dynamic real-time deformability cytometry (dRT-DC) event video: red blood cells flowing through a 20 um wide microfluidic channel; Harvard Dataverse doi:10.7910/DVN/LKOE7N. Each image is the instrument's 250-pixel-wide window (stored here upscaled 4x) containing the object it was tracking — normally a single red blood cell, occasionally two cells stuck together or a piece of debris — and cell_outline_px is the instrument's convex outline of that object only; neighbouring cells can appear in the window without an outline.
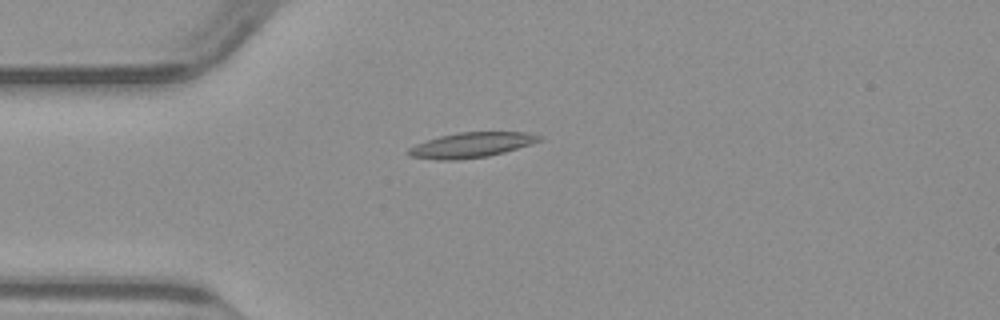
{"species": "common noctule bat (a hibernating species)", "species_latin": "Nyctalus noctula", "temperature_condition": "warm", "stored_images_in_passage": 50, "camera_frame_rate_fps": 3000, "um_per_image_px": 0.085, "animal": {"sex": "male", "body_mass_g": 23.1, "forearm_length_mm": 52.7}, "frame": {"image": 1, "passage_image": 13, "time_ms": 4.0, "image_size_px": [1000, 320], "cell_outline_px": [[540, 140], [504, 152], [488, 156], [456, 160], [440, 160], [412, 156], [408, 152], [408, 148], [416, 144], [440, 136], [456, 132], [524, 132], [540, 136]], "centroid_in_image_um": [40.02, 12.32], "position_along_channel_um": 45.0, "area_um2": 18.67}}
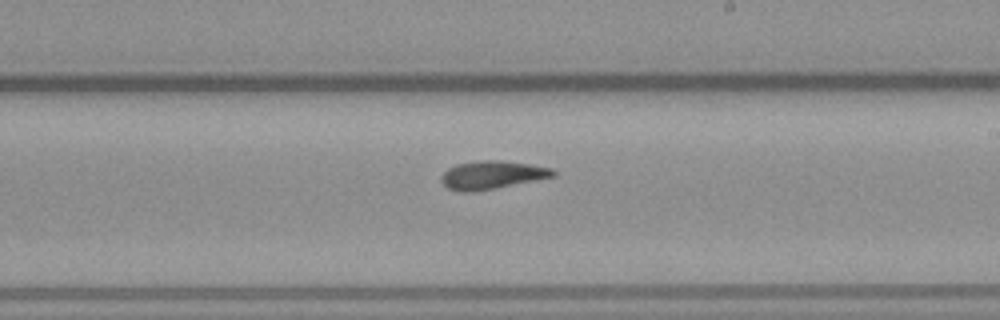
{"frame": {"image": 2, "passage_image": 29, "time_ms": 9.333, "image_size_px": [1000, 320], "cell_outline_px": [[556, 176], [496, 188], [472, 192], [460, 192], [448, 188], [440, 180], [440, 176], [448, 168], [456, 164], [480, 160], [500, 160], [528, 164], [552, 168], [556, 172]], "centroid_in_image_um": [41.8, 14.87], "position_along_channel_um": 247.2, "area_um2": 18.38}}
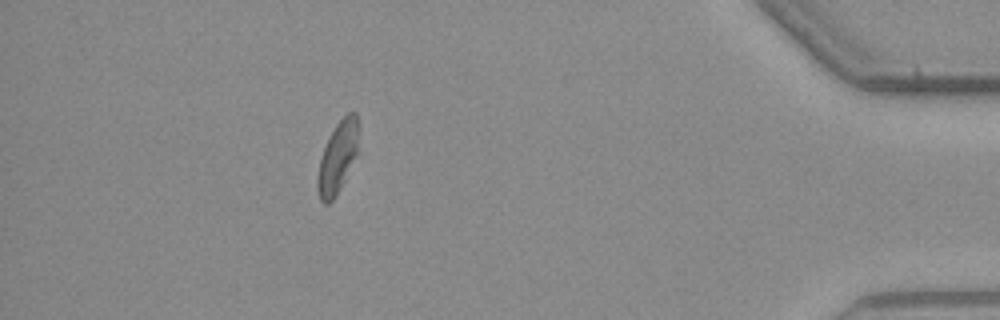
{"frame": {"image": 3, "passage_image": 45, "time_ms": 14.667, "image_size_px": [1000, 320], "cell_outline_px": [[360, 128], [356, 152], [344, 180], [336, 196], [328, 204], [324, 204], [320, 200], [316, 184], [316, 180], [320, 160], [324, 148], [336, 124], [348, 112], [356, 112]], "centroid_in_image_um": [28.7, 13.36], "position_along_channel_um": 406.5, "area_um2": 16.82}}